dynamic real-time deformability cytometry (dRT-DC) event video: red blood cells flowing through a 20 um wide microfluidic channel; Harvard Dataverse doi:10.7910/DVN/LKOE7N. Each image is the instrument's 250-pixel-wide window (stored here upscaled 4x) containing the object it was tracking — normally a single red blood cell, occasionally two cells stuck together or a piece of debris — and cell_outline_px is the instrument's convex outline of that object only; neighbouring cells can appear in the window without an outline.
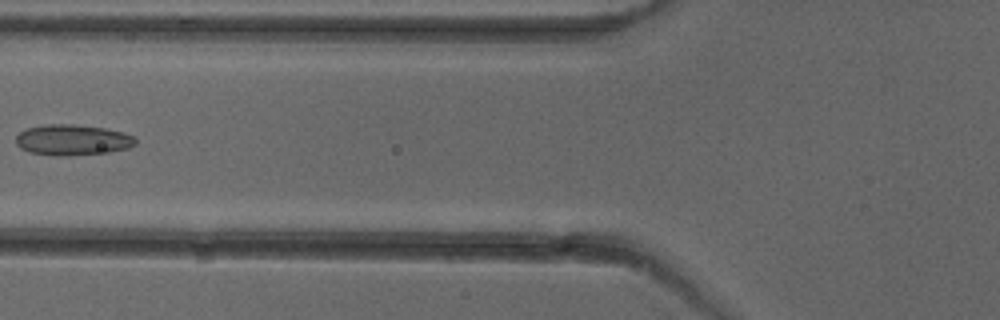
{"species": "common noctule bat (a hibernating species)", "species_latin": "Nyctalus noctula", "temperature_condition": "cold", "stored_images_in_passage": 4, "camera_frame_rate_fps": 3000, "um_per_image_px": 0.085, "animal": {"sex": "female"}, "frame": {"image": 1, "passage_image": 4, "time_ms": 3.667, "image_size_px": [1000, 320], "cell_outline_px": [[136, 144], [128, 148], [108, 152], [64, 156], [56, 156], [28, 152], [20, 148], [16, 144], [16, 136], [20, 132], [28, 128], [44, 124], [72, 124], [104, 128], [124, 132], [136, 136]], "centroid_in_image_um": [6.17, 11.89], "position_along_channel_um": 119.6, "area_um2": 21.56}}